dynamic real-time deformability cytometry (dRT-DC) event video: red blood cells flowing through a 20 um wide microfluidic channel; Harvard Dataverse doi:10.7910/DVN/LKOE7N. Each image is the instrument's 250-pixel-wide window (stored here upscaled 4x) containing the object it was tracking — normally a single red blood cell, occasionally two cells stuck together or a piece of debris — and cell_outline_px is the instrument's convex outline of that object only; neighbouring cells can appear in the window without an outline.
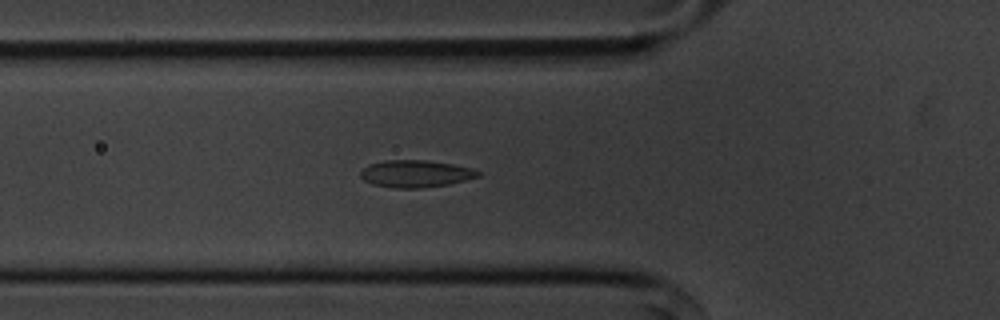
{"species": "common noctule bat (a hibernating species)", "species_latin": "Nyctalus noctula", "temperature_condition": "cold", "stored_images_in_passage": 40, "segment_of_instrument_passage": [1, 2], "camera_frame_rate_fps": 3000, "um_per_image_px": 0.085, "animal": {"sex": "male", "body_mass_g": 20.1, "forearm_length_mm": 53.5}, "frame": {"image": 1, "passage_image": 5, "time_ms": 1.333, "image_size_px": [1000, 320], "cell_outline_px": [[480, 176], [448, 184], [424, 188], [396, 188], [372, 184], [364, 180], [360, 176], [360, 172], [368, 164], [384, 160], [424, 160], [452, 164], [472, 168], [480, 172]], "centroid_in_image_um": [35.3, 14.76], "position_along_channel_um": 90.5, "area_um2": 18.55}}
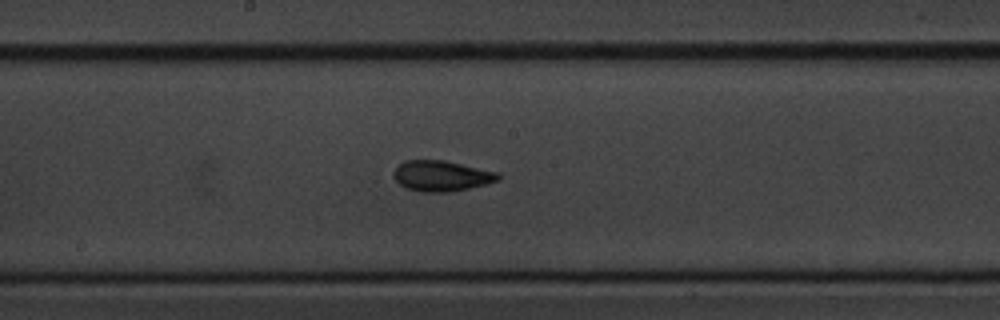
{"frame": {"image": 2, "passage_image": 15, "time_ms": 4.667, "image_size_px": [1000, 320], "cell_outline_px": [[500, 180], [452, 192], [420, 192], [404, 188], [392, 176], [392, 172], [404, 160], [444, 160], [500, 172]], "centroid_in_image_um": [37.51, 14.95], "position_along_channel_um": 210.7, "area_um2": 18.84}}
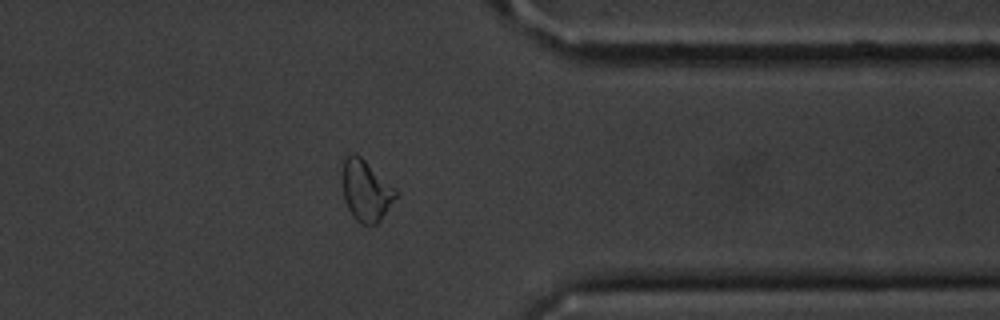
{"frame": {"image": 3, "passage_image": 30, "time_ms": 9.667, "image_size_px": [1000, 320], "cell_outline_px": [[400, 192], [380, 220], [376, 224], [360, 224], [352, 216], [344, 200], [344, 160], [348, 152], [356, 152], [396, 188]], "centroid_in_image_um": [31.13, 16.19], "position_along_channel_um": 380.3, "area_um2": 18.9}}